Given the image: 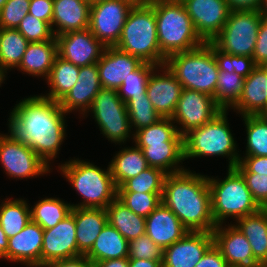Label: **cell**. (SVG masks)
Instances as JSON below:
<instances>
[{
    "mask_svg": "<svg viewBox=\"0 0 267 267\" xmlns=\"http://www.w3.org/2000/svg\"><path fill=\"white\" fill-rule=\"evenodd\" d=\"M55 37L58 56L78 67L97 63L106 48L88 28Z\"/></svg>",
    "mask_w": 267,
    "mask_h": 267,
    "instance_id": "9a60e30c",
    "label": "cell"
},
{
    "mask_svg": "<svg viewBox=\"0 0 267 267\" xmlns=\"http://www.w3.org/2000/svg\"><path fill=\"white\" fill-rule=\"evenodd\" d=\"M78 257L74 207L56 226L44 229L41 265L52 261Z\"/></svg>",
    "mask_w": 267,
    "mask_h": 267,
    "instance_id": "2e32d148",
    "label": "cell"
},
{
    "mask_svg": "<svg viewBox=\"0 0 267 267\" xmlns=\"http://www.w3.org/2000/svg\"><path fill=\"white\" fill-rule=\"evenodd\" d=\"M120 148L108 163L117 188L129 178L135 177L149 168L142 149L138 148L135 144L134 146H125L123 148L121 145Z\"/></svg>",
    "mask_w": 267,
    "mask_h": 267,
    "instance_id": "f546056e",
    "label": "cell"
},
{
    "mask_svg": "<svg viewBox=\"0 0 267 267\" xmlns=\"http://www.w3.org/2000/svg\"><path fill=\"white\" fill-rule=\"evenodd\" d=\"M40 267H93V264L85 255H81L71 259L48 262Z\"/></svg>",
    "mask_w": 267,
    "mask_h": 267,
    "instance_id": "db71d44e",
    "label": "cell"
},
{
    "mask_svg": "<svg viewBox=\"0 0 267 267\" xmlns=\"http://www.w3.org/2000/svg\"><path fill=\"white\" fill-rule=\"evenodd\" d=\"M100 129V133L108 141L116 145H122L134 140V133L131 130L130 119L126 103L118 95L117 90L101 88L91 108L83 116L88 117L90 113ZM131 138V139H130Z\"/></svg>",
    "mask_w": 267,
    "mask_h": 267,
    "instance_id": "9c48e42d",
    "label": "cell"
},
{
    "mask_svg": "<svg viewBox=\"0 0 267 267\" xmlns=\"http://www.w3.org/2000/svg\"><path fill=\"white\" fill-rule=\"evenodd\" d=\"M162 194L117 192V199L132 212L146 218L162 202Z\"/></svg>",
    "mask_w": 267,
    "mask_h": 267,
    "instance_id": "7bdbcfd3",
    "label": "cell"
},
{
    "mask_svg": "<svg viewBox=\"0 0 267 267\" xmlns=\"http://www.w3.org/2000/svg\"><path fill=\"white\" fill-rule=\"evenodd\" d=\"M78 256L86 255L108 223L106 209L74 208Z\"/></svg>",
    "mask_w": 267,
    "mask_h": 267,
    "instance_id": "484cf974",
    "label": "cell"
},
{
    "mask_svg": "<svg viewBox=\"0 0 267 267\" xmlns=\"http://www.w3.org/2000/svg\"><path fill=\"white\" fill-rule=\"evenodd\" d=\"M115 47L142 62L165 65L167 58L158 44L156 16L150 3L132 7Z\"/></svg>",
    "mask_w": 267,
    "mask_h": 267,
    "instance_id": "8992f818",
    "label": "cell"
},
{
    "mask_svg": "<svg viewBox=\"0 0 267 267\" xmlns=\"http://www.w3.org/2000/svg\"><path fill=\"white\" fill-rule=\"evenodd\" d=\"M195 267H229L220 250L213 244Z\"/></svg>",
    "mask_w": 267,
    "mask_h": 267,
    "instance_id": "816d5d0a",
    "label": "cell"
},
{
    "mask_svg": "<svg viewBox=\"0 0 267 267\" xmlns=\"http://www.w3.org/2000/svg\"><path fill=\"white\" fill-rule=\"evenodd\" d=\"M29 41L14 28H0V65L8 70L17 69Z\"/></svg>",
    "mask_w": 267,
    "mask_h": 267,
    "instance_id": "d590c367",
    "label": "cell"
},
{
    "mask_svg": "<svg viewBox=\"0 0 267 267\" xmlns=\"http://www.w3.org/2000/svg\"><path fill=\"white\" fill-rule=\"evenodd\" d=\"M160 71V72H159ZM183 87L166 65L157 66L148 78L146 95L162 118H171Z\"/></svg>",
    "mask_w": 267,
    "mask_h": 267,
    "instance_id": "e0dca14e",
    "label": "cell"
},
{
    "mask_svg": "<svg viewBox=\"0 0 267 267\" xmlns=\"http://www.w3.org/2000/svg\"><path fill=\"white\" fill-rule=\"evenodd\" d=\"M226 174L223 179L208 176L212 215L216 225L225 224L229 217L236 222L261 209L253 199L242 174L236 168H227Z\"/></svg>",
    "mask_w": 267,
    "mask_h": 267,
    "instance_id": "52a82bcc",
    "label": "cell"
},
{
    "mask_svg": "<svg viewBox=\"0 0 267 267\" xmlns=\"http://www.w3.org/2000/svg\"><path fill=\"white\" fill-rule=\"evenodd\" d=\"M221 111L213 97L183 88L171 120L176 124L178 133L184 136L210 122Z\"/></svg>",
    "mask_w": 267,
    "mask_h": 267,
    "instance_id": "4fadbf2b",
    "label": "cell"
},
{
    "mask_svg": "<svg viewBox=\"0 0 267 267\" xmlns=\"http://www.w3.org/2000/svg\"><path fill=\"white\" fill-rule=\"evenodd\" d=\"M246 131V150L242 156H267V116H242Z\"/></svg>",
    "mask_w": 267,
    "mask_h": 267,
    "instance_id": "74e56055",
    "label": "cell"
},
{
    "mask_svg": "<svg viewBox=\"0 0 267 267\" xmlns=\"http://www.w3.org/2000/svg\"><path fill=\"white\" fill-rule=\"evenodd\" d=\"M28 14L52 24L53 0H30Z\"/></svg>",
    "mask_w": 267,
    "mask_h": 267,
    "instance_id": "f907efd6",
    "label": "cell"
},
{
    "mask_svg": "<svg viewBox=\"0 0 267 267\" xmlns=\"http://www.w3.org/2000/svg\"><path fill=\"white\" fill-rule=\"evenodd\" d=\"M166 176L167 173L163 170L149 167L139 175L126 180L117 188V192L163 193Z\"/></svg>",
    "mask_w": 267,
    "mask_h": 267,
    "instance_id": "60d3db41",
    "label": "cell"
},
{
    "mask_svg": "<svg viewBox=\"0 0 267 267\" xmlns=\"http://www.w3.org/2000/svg\"><path fill=\"white\" fill-rule=\"evenodd\" d=\"M213 53L218 64V69L235 72L246 78L256 67L253 58L242 55H230L222 52L213 45Z\"/></svg>",
    "mask_w": 267,
    "mask_h": 267,
    "instance_id": "ee69618b",
    "label": "cell"
},
{
    "mask_svg": "<svg viewBox=\"0 0 267 267\" xmlns=\"http://www.w3.org/2000/svg\"><path fill=\"white\" fill-rule=\"evenodd\" d=\"M260 13L263 17L267 18V0H263L262 6L260 8Z\"/></svg>",
    "mask_w": 267,
    "mask_h": 267,
    "instance_id": "6125c7cd",
    "label": "cell"
},
{
    "mask_svg": "<svg viewBox=\"0 0 267 267\" xmlns=\"http://www.w3.org/2000/svg\"><path fill=\"white\" fill-rule=\"evenodd\" d=\"M126 107L133 133L162 119L146 94L131 97L126 102Z\"/></svg>",
    "mask_w": 267,
    "mask_h": 267,
    "instance_id": "ab89813d",
    "label": "cell"
},
{
    "mask_svg": "<svg viewBox=\"0 0 267 267\" xmlns=\"http://www.w3.org/2000/svg\"><path fill=\"white\" fill-rule=\"evenodd\" d=\"M212 234L214 245L220 250L229 267H241L258 262L247 238L232 221L227 225H217Z\"/></svg>",
    "mask_w": 267,
    "mask_h": 267,
    "instance_id": "d6986e66",
    "label": "cell"
},
{
    "mask_svg": "<svg viewBox=\"0 0 267 267\" xmlns=\"http://www.w3.org/2000/svg\"><path fill=\"white\" fill-rule=\"evenodd\" d=\"M231 10H260L263 0H226Z\"/></svg>",
    "mask_w": 267,
    "mask_h": 267,
    "instance_id": "11a10c76",
    "label": "cell"
},
{
    "mask_svg": "<svg viewBox=\"0 0 267 267\" xmlns=\"http://www.w3.org/2000/svg\"><path fill=\"white\" fill-rule=\"evenodd\" d=\"M79 67L61 57L55 58L49 77L45 80L49 92L42 96L56 102H60L64 96L76 84Z\"/></svg>",
    "mask_w": 267,
    "mask_h": 267,
    "instance_id": "d6a6232c",
    "label": "cell"
},
{
    "mask_svg": "<svg viewBox=\"0 0 267 267\" xmlns=\"http://www.w3.org/2000/svg\"><path fill=\"white\" fill-rule=\"evenodd\" d=\"M8 248V237L0 226V259L6 260V251Z\"/></svg>",
    "mask_w": 267,
    "mask_h": 267,
    "instance_id": "680465c9",
    "label": "cell"
},
{
    "mask_svg": "<svg viewBox=\"0 0 267 267\" xmlns=\"http://www.w3.org/2000/svg\"><path fill=\"white\" fill-rule=\"evenodd\" d=\"M30 0H8L0 11V28L16 29L28 14Z\"/></svg>",
    "mask_w": 267,
    "mask_h": 267,
    "instance_id": "7dc6e473",
    "label": "cell"
},
{
    "mask_svg": "<svg viewBox=\"0 0 267 267\" xmlns=\"http://www.w3.org/2000/svg\"><path fill=\"white\" fill-rule=\"evenodd\" d=\"M101 88L97 63L79 67L76 84L59 102L60 107L67 114L79 112L81 119L91 108L94 98Z\"/></svg>",
    "mask_w": 267,
    "mask_h": 267,
    "instance_id": "44dd1931",
    "label": "cell"
},
{
    "mask_svg": "<svg viewBox=\"0 0 267 267\" xmlns=\"http://www.w3.org/2000/svg\"><path fill=\"white\" fill-rule=\"evenodd\" d=\"M213 244L212 232L188 231L163 249L162 267H195Z\"/></svg>",
    "mask_w": 267,
    "mask_h": 267,
    "instance_id": "ac0fdd59",
    "label": "cell"
},
{
    "mask_svg": "<svg viewBox=\"0 0 267 267\" xmlns=\"http://www.w3.org/2000/svg\"><path fill=\"white\" fill-rule=\"evenodd\" d=\"M157 66L143 62L134 72L130 73L122 81V85L117 89L118 95L126 103L131 97H138L146 94L148 78Z\"/></svg>",
    "mask_w": 267,
    "mask_h": 267,
    "instance_id": "b9f144b4",
    "label": "cell"
},
{
    "mask_svg": "<svg viewBox=\"0 0 267 267\" xmlns=\"http://www.w3.org/2000/svg\"><path fill=\"white\" fill-rule=\"evenodd\" d=\"M125 1H128L133 6H136V5H144L150 3L151 0H125Z\"/></svg>",
    "mask_w": 267,
    "mask_h": 267,
    "instance_id": "94428289",
    "label": "cell"
},
{
    "mask_svg": "<svg viewBox=\"0 0 267 267\" xmlns=\"http://www.w3.org/2000/svg\"><path fill=\"white\" fill-rule=\"evenodd\" d=\"M239 162L250 173L267 175V156H243Z\"/></svg>",
    "mask_w": 267,
    "mask_h": 267,
    "instance_id": "f5cc1de1",
    "label": "cell"
},
{
    "mask_svg": "<svg viewBox=\"0 0 267 267\" xmlns=\"http://www.w3.org/2000/svg\"><path fill=\"white\" fill-rule=\"evenodd\" d=\"M102 169L94 162L73 158L59 163L58 170L66 178L81 202L71 204L74 208L106 209L117 198V186L111 175L110 165Z\"/></svg>",
    "mask_w": 267,
    "mask_h": 267,
    "instance_id": "3957f363",
    "label": "cell"
},
{
    "mask_svg": "<svg viewBox=\"0 0 267 267\" xmlns=\"http://www.w3.org/2000/svg\"><path fill=\"white\" fill-rule=\"evenodd\" d=\"M8 0H0V11L2 9V7L4 6V4L7 2Z\"/></svg>",
    "mask_w": 267,
    "mask_h": 267,
    "instance_id": "e7e4bbea",
    "label": "cell"
},
{
    "mask_svg": "<svg viewBox=\"0 0 267 267\" xmlns=\"http://www.w3.org/2000/svg\"><path fill=\"white\" fill-rule=\"evenodd\" d=\"M186 169L167 174L162 203L192 232H212L213 220L208 176Z\"/></svg>",
    "mask_w": 267,
    "mask_h": 267,
    "instance_id": "7a4b0ae2",
    "label": "cell"
},
{
    "mask_svg": "<svg viewBox=\"0 0 267 267\" xmlns=\"http://www.w3.org/2000/svg\"><path fill=\"white\" fill-rule=\"evenodd\" d=\"M228 110H222L210 122L183 136L184 160L201 157H226L228 168L240 161L237 141L229 126Z\"/></svg>",
    "mask_w": 267,
    "mask_h": 267,
    "instance_id": "5b68a950",
    "label": "cell"
},
{
    "mask_svg": "<svg viewBox=\"0 0 267 267\" xmlns=\"http://www.w3.org/2000/svg\"><path fill=\"white\" fill-rule=\"evenodd\" d=\"M2 164V165H1ZM0 165L9 178L31 179L50 175L52 170L25 143L18 139L11 131L0 133Z\"/></svg>",
    "mask_w": 267,
    "mask_h": 267,
    "instance_id": "8fae6325",
    "label": "cell"
},
{
    "mask_svg": "<svg viewBox=\"0 0 267 267\" xmlns=\"http://www.w3.org/2000/svg\"><path fill=\"white\" fill-rule=\"evenodd\" d=\"M133 5L125 0H103L91 4L89 26L91 33L105 46L114 47Z\"/></svg>",
    "mask_w": 267,
    "mask_h": 267,
    "instance_id": "7c38bea8",
    "label": "cell"
},
{
    "mask_svg": "<svg viewBox=\"0 0 267 267\" xmlns=\"http://www.w3.org/2000/svg\"><path fill=\"white\" fill-rule=\"evenodd\" d=\"M30 43L56 39L48 22L27 14L16 28Z\"/></svg>",
    "mask_w": 267,
    "mask_h": 267,
    "instance_id": "f6af8a7d",
    "label": "cell"
},
{
    "mask_svg": "<svg viewBox=\"0 0 267 267\" xmlns=\"http://www.w3.org/2000/svg\"><path fill=\"white\" fill-rule=\"evenodd\" d=\"M67 115L59 102L42 94L26 96L10 111L8 130L53 169L51 163L67 136Z\"/></svg>",
    "mask_w": 267,
    "mask_h": 267,
    "instance_id": "6da1fadb",
    "label": "cell"
},
{
    "mask_svg": "<svg viewBox=\"0 0 267 267\" xmlns=\"http://www.w3.org/2000/svg\"><path fill=\"white\" fill-rule=\"evenodd\" d=\"M247 238L254 258L267 263V208L233 222Z\"/></svg>",
    "mask_w": 267,
    "mask_h": 267,
    "instance_id": "f1b7e54d",
    "label": "cell"
},
{
    "mask_svg": "<svg viewBox=\"0 0 267 267\" xmlns=\"http://www.w3.org/2000/svg\"><path fill=\"white\" fill-rule=\"evenodd\" d=\"M0 203V226L11 238L31 221L30 204L25 198H5Z\"/></svg>",
    "mask_w": 267,
    "mask_h": 267,
    "instance_id": "836d02e7",
    "label": "cell"
},
{
    "mask_svg": "<svg viewBox=\"0 0 267 267\" xmlns=\"http://www.w3.org/2000/svg\"><path fill=\"white\" fill-rule=\"evenodd\" d=\"M262 17L260 10H231L211 43L224 53L252 57Z\"/></svg>",
    "mask_w": 267,
    "mask_h": 267,
    "instance_id": "30bf717a",
    "label": "cell"
},
{
    "mask_svg": "<svg viewBox=\"0 0 267 267\" xmlns=\"http://www.w3.org/2000/svg\"><path fill=\"white\" fill-rule=\"evenodd\" d=\"M188 230L162 202L146 217L145 234L162 249L181 239Z\"/></svg>",
    "mask_w": 267,
    "mask_h": 267,
    "instance_id": "cb8c5ba5",
    "label": "cell"
},
{
    "mask_svg": "<svg viewBox=\"0 0 267 267\" xmlns=\"http://www.w3.org/2000/svg\"><path fill=\"white\" fill-rule=\"evenodd\" d=\"M93 267H129V259L128 257L108 259L94 263Z\"/></svg>",
    "mask_w": 267,
    "mask_h": 267,
    "instance_id": "9f6ffc18",
    "label": "cell"
},
{
    "mask_svg": "<svg viewBox=\"0 0 267 267\" xmlns=\"http://www.w3.org/2000/svg\"><path fill=\"white\" fill-rule=\"evenodd\" d=\"M133 142L136 146L183 142V136L178 133L177 127L171 118H162L157 123L136 131Z\"/></svg>",
    "mask_w": 267,
    "mask_h": 267,
    "instance_id": "8d00e7d4",
    "label": "cell"
},
{
    "mask_svg": "<svg viewBox=\"0 0 267 267\" xmlns=\"http://www.w3.org/2000/svg\"><path fill=\"white\" fill-rule=\"evenodd\" d=\"M44 229L30 221L18 234L8 238L6 260L26 267L41 266Z\"/></svg>",
    "mask_w": 267,
    "mask_h": 267,
    "instance_id": "ffe728a7",
    "label": "cell"
},
{
    "mask_svg": "<svg viewBox=\"0 0 267 267\" xmlns=\"http://www.w3.org/2000/svg\"><path fill=\"white\" fill-rule=\"evenodd\" d=\"M196 33L204 42L222 30L231 12L226 0H182Z\"/></svg>",
    "mask_w": 267,
    "mask_h": 267,
    "instance_id": "5bb4252c",
    "label": "cell"
},
{
    "mask_svg": "<svg viewBox=\"0 0 267 267\" xmlns=\"http://www.w3.org/2000/svg\"><path fill=\"white\" fill-rule=\"evenodd\" d=\"M129 267H162L158 260L129 259Z\"/></svg>",
    "mask_w": 267,
    "mask_h": 267,
    "instance_id": "6f0895ef",
    "label": "cell"
},
{
    "mask_svg": "<svg viewBox=\"0 0 267 267\" xmlns=\"http://www.w3.org/2000/svg\"><path fill=\"white\" fill-rule=\"evenodd\" d=\"M267 64L256 66L245 78L244 88L237 103L230 109L236 114L265 115L267 113Z\"/></svg>",
    "mask_w": 267,
    "mask_h": 267,
    "instance_id": "603a6c76",
    "label": "cell"
},
{
    "mask_svg": "<svg viewBox=\"0 0 267 267\" xmlns=\"http://www.w3.org/2000/svg\"><path fill=\"white\" fill-rule=\"evenodd\" d=\"M165 65L184 89L214 96L219 69L211 42H204L189 51L172 54L166 59Z\"/></svg>",
    "mask_w": 267,
    "mask_h": 267,
    "instance_id": "ba28073f",
    "label": "cell"
},
{
    "mask_svg": "<svg viewBox=\"0 0 267 267\" xmlns=\"http://www.w3.org/2000/svg\"><path fill=\"white\" fill-rule=\"evenodd\" d=\"M128 246L127 239L107 223L85 256L92 264L108 259L125 258L128 257Z\"/></svg>",
    "mask_w": 267,
    "mask_h": 267,
    "instance_id": "4dcf8cb0",
    "label": "cell"
},
{
    "mask_svg": "<svg viewBox=\"0 0 267 267\" xmlns=\"http://www.w3.org/2000/svg\"><path fill=\"white\" fill-rule=\"evenodd\" d=\"M90 4H93V3H96V2H99V1H103V0H87Z\"/></svg>",
    "mask_w": 267,
    "mask_h": 267,
    "instance_id": "03108f58",
    "label": "cell"
},
{
    "mask_svg": "<svg viewBox=\"0 0 267 267\" xmlns=\"http://www.w3.org/2000/svg\"><path fill=\"white\" fill-rule=\"evenodd\" d=\"M8 73L9 72L0 65V87L2 86L1 84L3 83L5 84V80H6Z\"/></svg>",
    "mask_w": 267,
    "mask_h": 267,
    "instance_id": "91938a15",
    "label": "cell"
},
{
    "mask_svg": "<svg viewBox=\"0 0 267 267\" xmlns=\"http://www.w3.org/2000/svg\"><path fill=\"white\" fill-rule=\"evenodd\" d=\"M241 267H267V263L264 262H257L252 265H246V266H241Z\"/></svg>",
    "mask_w": 267,
    "mask_h": 267,
    "instance_id": "be15d7a7",
    "label": "cell"
},
{
    "mask_svg": "<svg viewBox=\"0 0 267 267\" xmlns=\"http://www.w3.org/2000/svg\"><path fill=\"white\" fill-rule=\"evenodd\" d=\"M90 9L87 0H53L51 27L54 35L87 29Z\"/></svg>",
    "mask_w": 267,
    "mask_h": 267,
    "instance_id": "d4e9b609",
    "label": "cell"
},
{
    "mask_svg": "<svg viewBox=\"0 0 267 267\" xmlns=\"http://www.w3.org/2000/svg\"><path fill=\"white\" fill-rule=\"evenodd\" d=\"M108 223L127 241L145 234L146 218L132 212L117 198L106 208Z\"/></svg>",
    "mask_w": 267,
    "mask_h": 267,
    "instance_id": "1f68e13d",
    "label": "cell"
},
{
    "mask_svg": "<svg viewBox=\"0 0 267 267\" xmlns=\"http://www.w3.org/2000/svg\"><path fill=\"white\" fill-rule=\"evenodd\" d=\"M163 249L147 234L129 241L128 259L158 260L162 264Z\"/></svg>",
    "mask_w": 267,
    "mask_h": 267,
    "instance_id": "bcb514c9",
    "label": "cell"
},
{
    "mask_svg": "<svg viewBox=\"0 0 267 267\" xmlns=\"http://www.w3.org/2000/svg\"><path fill=\"white\" fill-rule=\"evenodd\" d=\"M142 63L138 57L123 52L115 46L106 47L97 62L101 87L117 90L122 81Z\"/></svg>",
    "mask_w": 267,
    "mask_h": 267,
    "instance_id": "7402d4cb",
    "label": "cell"
},
{
    "mask_svg": "<svg viewBox=\"0 0 267 267\" xmlns=\"http://www.w3.org/2000/svg\"><path fill=\"white\" fill-rule=\"evenodd\" d=\"M137 147L142 149L149 167L161 169L167 174L178 173L187 169L181 165L185 161L183 142H165L164 144Z\"/></svg>",
    "mask_w": 267,
    "mask_h": 267,
    "instance_id": "83f0119b",
    "label": "cell"
},
{
    "mask_svg": "<svg viewBox=\"0 0 267 267\" xmlns=\"http://www.w3.org/2000/svg\"><path fill=\"white\" fill-rule=\"evenodd\" d=\"M235 168L244 177L253 199L261 208H267V175L250 173L240 162Z\"/></svg>",
    "mask_w": 267,
    "mask_h": 267,
    "instance_id": "c3c4849f",
    "label": "cell"
},
{
    "mask_svg": "<svg viewBox=\"0 0 267 267\" xmlns=\"http://www.w3.org/2000/svg\"><path fill=\"white\" fill-rule=\"evenodd\" d=\"M58 56L57 40L29 43L17 70L22 74L47 79Z\"/></svg>",
    "mask_w": 267,
    "mask_h": 267,
    "instance_id": "4316f807",
    "label": "cell"
},
{
    "mask_svg": "<svg viewBox=\"0 0 267 267\" xmlns=\"http://www.w3.org/2000/svg\"><path fill=\"white\" fill-rule=\"evenodd\" d=\"M252 58L256 66L267 64V18L265 17L261 19Z\"/></svg>",
    "mask_w": 267,
    "mask_h": 267,
    "instance_id": "681fc988",
    "label": "cell"
},
{
    "mask_svg": "<svg viewBox=\"0 0 267 267\" xmlns=\"http://www.w3.org/2000/svg\"><path fill=\"white\" fill-rule=\"evenodd\" d=\"M150 4L156 16L158 44L166 58L195 49L204 43L181 1L151 0Z\"/></svg>",
    "mask_w": 267,
    "mask_h": 267,
    "instance_id": "277c9868",
    "label": "cell"
},
{
    "mask_svg": "<svg viewBox=\"0 0 267 267\" xmlns=\"http://www.w3.org/2000/svg\"><path fill=\"white\" fill-rule=\"evenodd\" d=\"M72 205L56 197H45L30 207L31 221L39 224L43 229L56 226L71 213Z\"/></svg>",
    "mask_w": 267,
    "mask_h": 267,
    "instance_id": "e575fe53",
    "label": "cell"
},
{
    "mask_svg": "<svg viewBox=\"0 0 267 267\" xmlns=\"http://www.w3.org/2000/svg\"><path fill=\"white\" fill-rule=\"evenodd\" d=\"M245 78L235 72L219 70L213 100L222 110L231 109L240 98Z\"/></svg>",
    "mask_w": 267,
    "mask_h": 267,
    "instance_id": "f35d334b",
    "label": "cell"
}]
</instances>
